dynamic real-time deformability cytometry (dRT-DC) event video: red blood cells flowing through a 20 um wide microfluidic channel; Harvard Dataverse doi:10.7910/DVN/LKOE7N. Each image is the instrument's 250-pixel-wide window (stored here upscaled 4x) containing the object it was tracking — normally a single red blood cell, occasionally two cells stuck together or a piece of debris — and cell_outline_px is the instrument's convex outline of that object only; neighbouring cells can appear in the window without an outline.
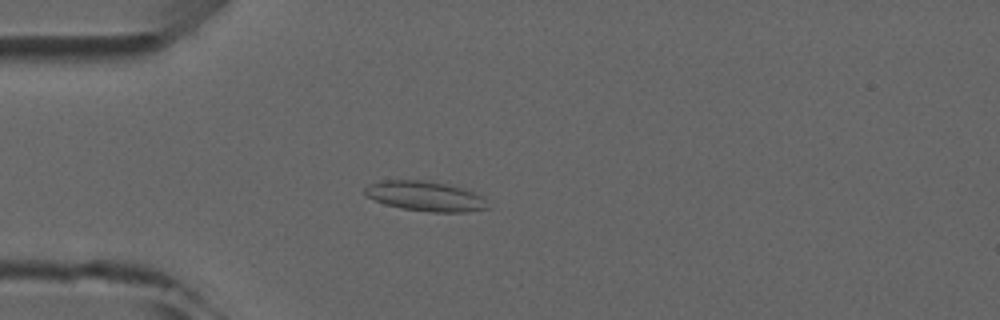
{"species": "common noctule bat (a hibernating species)", "species_latin": "Nyctalus noctula", "temperature_condition": "room temperature", "stored_images_in_passage": 4, "camera_frame_rate_fps": 3000, "um_per_image_px": 0.085, "animal": {"sex": "male", "forearm_length_mm": 52.5}, "frame": {"image": 1, "passage_image": 4, "time_ms": 3.333, "image_size_px": [1000, 320], "cell_outline_px": [[492, 208], [464, 212], [432, 212], [400, 208], [384, 204], [368, 196], [364, 192], [364, 188], [368, 184], [384, 180], [420, 180], [444, 184], [460, 188], [484, 196]], "centroid_in_image_um": [36.18, 16.69], "position_along_channel_um": 48.8, "area_um2": 21.33}}